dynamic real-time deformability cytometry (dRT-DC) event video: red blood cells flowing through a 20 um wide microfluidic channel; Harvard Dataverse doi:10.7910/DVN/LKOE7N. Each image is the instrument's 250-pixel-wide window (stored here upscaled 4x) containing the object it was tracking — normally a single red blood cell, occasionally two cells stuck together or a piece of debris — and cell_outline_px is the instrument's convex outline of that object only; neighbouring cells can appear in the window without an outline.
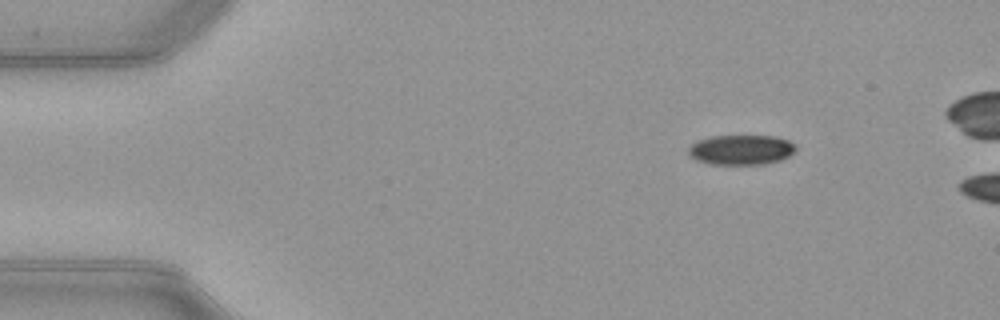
{"species": "common noctule bat (a hibernating species)", "species_latin": "Nyctalus noctula", "temperature_condition": "warm", "stored_images_in_passage": 5, "camera_frame_rate_fps": 3000, "um_per_image_px": 0.085, "animal": {"sex": "female", "body_mass_g": 21.9}, "frame": {"image": 1, "passage_image": 1, "time_ms": 0.0, "image_size_px": [1000, 320], "cell_outline_px": [[796, 152], [780, 160], [764, 164], [708, 164], [696, 160], [688, 156], [688, 148], [696, 140], [712, 136], [776, 136], [788, 140], [796, 144]], "centroid_in_image_um": [62.99, 12.73], "position_along_channel_um": 22.0, "area_um2": 18.96}}